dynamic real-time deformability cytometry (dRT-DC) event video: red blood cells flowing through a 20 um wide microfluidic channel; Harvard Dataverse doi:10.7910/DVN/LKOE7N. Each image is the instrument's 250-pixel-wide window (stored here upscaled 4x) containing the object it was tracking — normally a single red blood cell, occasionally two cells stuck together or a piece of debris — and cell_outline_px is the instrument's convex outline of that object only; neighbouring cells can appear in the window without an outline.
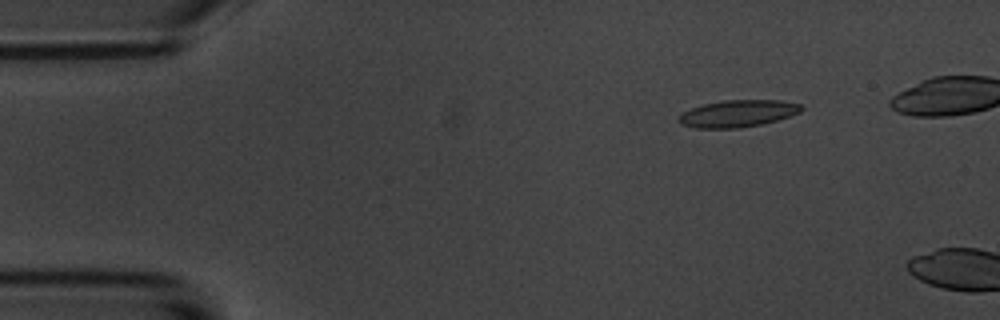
{"species": "common noctule bat (a hibernating species)", "species_latin": "Nyctalus noctula", "temperature_condition": "room temperature", "stored_images_in_passage": 14, "camera_frame_rate_fps": 3000, "um_per_image_px": 0.085, "animal": {"sex": "male", "body_mass_g": 20.1, "forearm_length_mm": 53.5}, "frame": {"image": 1, "passage_image": 8, "time_ms": 2.333, "image_size_px": [1000, 320], "cell_outline_px": [[804, 108], [800, 112], [764, 124], [740, 128], [696, 128], [680, 124], [676, 120], [684, 112], [692, 108], [704, 104], [724, 100], [780, 100], [804, 104]], "centroid_in_image_um": [62.74, 9.65], "position_along_channel_um": 22.3, "area_um2": 19.36}}